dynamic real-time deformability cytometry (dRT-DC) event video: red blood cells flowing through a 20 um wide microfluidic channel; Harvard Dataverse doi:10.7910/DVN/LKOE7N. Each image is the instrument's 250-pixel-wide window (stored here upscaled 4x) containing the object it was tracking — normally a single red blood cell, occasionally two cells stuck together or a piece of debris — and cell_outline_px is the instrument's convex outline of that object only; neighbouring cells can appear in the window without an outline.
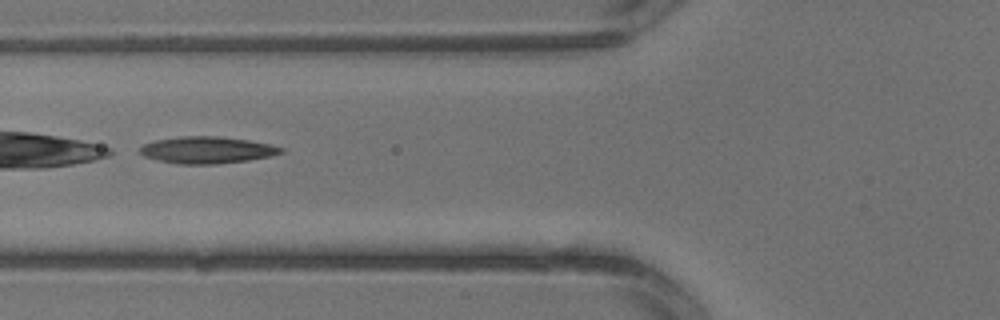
{"species": "common noctule bat (a hibernating species)", "species_latin": "Nyctalus noctula", "temperature_condition": "warm", "stored_images_in_passage": 3, "camera_frame_rate_fps": 3000, "um_per_image_px": 0.085, "animal": {"sex": "male", "body_mass_g": 13.3}, "frame": {"image": 1, "passage_image": 3, "time_ms": 0.667, "image_size_px": [1000, 320], "cell_outline_px": [[284, 152], [268, 156], [248, 160], [216, 164], [176, 164], [144, 156], [140, 152], [140, 148], [144, 144], [156, 140], [184, 136], [220, 136], [248, 140], [268, 144], [284, 148]], "centroid_in_image_um": [17.6, 12.75], "position_along_channel_um": 108.2, "area_um2": 21.79}}